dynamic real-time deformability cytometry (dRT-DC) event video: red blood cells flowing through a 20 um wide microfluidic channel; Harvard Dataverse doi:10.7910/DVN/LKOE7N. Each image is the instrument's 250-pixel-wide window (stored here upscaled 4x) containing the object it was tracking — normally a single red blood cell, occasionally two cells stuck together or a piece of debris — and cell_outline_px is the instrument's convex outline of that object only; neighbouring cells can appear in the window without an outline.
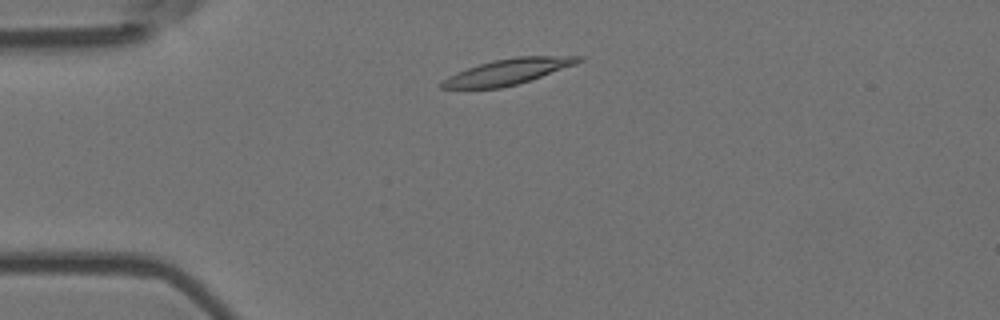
{"species": "Egyptian fruit bat (a non-hibernating species)", "species_latin": "Rousettus aegyptiacus", "temperature_condition": "room temperature", "stored_images_in_passage": 4, "camera_frame_rate_fps": 3000, "um_per_image_px": 0.085, "animal": {"sex": "female"}, "frame": {"image": 1, "passage_image": 2, "time_ms": 0.333, "image_size_px": [1000, 320], "cell_outline_px": [[584, 60], [576, 64], [516, 84], [500, 88], [440, 88], [440, 80], [456, 72], [492, 60], [516, 56], [584, 56]], "centroid_in_image_um": [43.14, 6.08], "position_along_channel_um": 41.9, "area_um2": 20.23}}
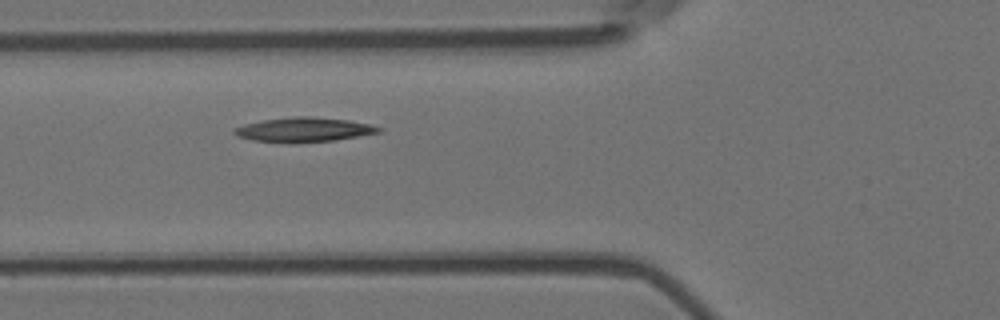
{"frame": {"image": 2, "passage_image": 4, "time_ms": 1.0, "image_size_px": [1000, 320], "cell_outline_px": [[384, 128], [380, 132], [336, 140], [252, 140], [240, 136], [232, 132], [236, 128], [244, 124], [264, 120], [296, 116], [312, 116], [348, 120], [368, 124]], "centroid_in_image_um": [25.9, 10.97], "position_along_channel_um": 99.9, "area_um2": 19.42}}